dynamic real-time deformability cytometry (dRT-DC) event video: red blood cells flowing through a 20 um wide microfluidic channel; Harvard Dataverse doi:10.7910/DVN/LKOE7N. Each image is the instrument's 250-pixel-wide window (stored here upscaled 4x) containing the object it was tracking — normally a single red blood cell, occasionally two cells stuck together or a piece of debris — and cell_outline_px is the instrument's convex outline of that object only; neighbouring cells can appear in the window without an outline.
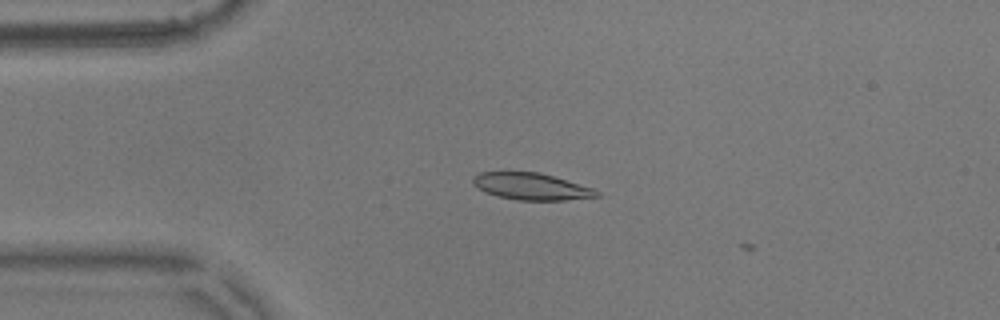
{"species": "common noctule bat (a hibernating species)", "species_latin": "Nyctalus noctula", "temperature_condition": "warm", "stored_images_in_passage": 4, "camera_frame_rate_fps": 3000, "um_per_image_px": 0.085, "animal": {"sex": "male", "body_mass_g": 17.9}, "frame": {"image": 1, "passage_image": 3, "time_ms": 0.667, "image_size_px": [1000, 320], "cell_outline_px": [[600, 196], [564, 200], [516, 200], [496, 196], [484, 192], [472, 184], [472, 176], [480, 172], [536, 172], [552, 176], [592, 188], [600, 192]], "centroid_in_image_um": [45.09, 15.85], "position_along_channel_um": 39.9, "area_um2": 19.25}}